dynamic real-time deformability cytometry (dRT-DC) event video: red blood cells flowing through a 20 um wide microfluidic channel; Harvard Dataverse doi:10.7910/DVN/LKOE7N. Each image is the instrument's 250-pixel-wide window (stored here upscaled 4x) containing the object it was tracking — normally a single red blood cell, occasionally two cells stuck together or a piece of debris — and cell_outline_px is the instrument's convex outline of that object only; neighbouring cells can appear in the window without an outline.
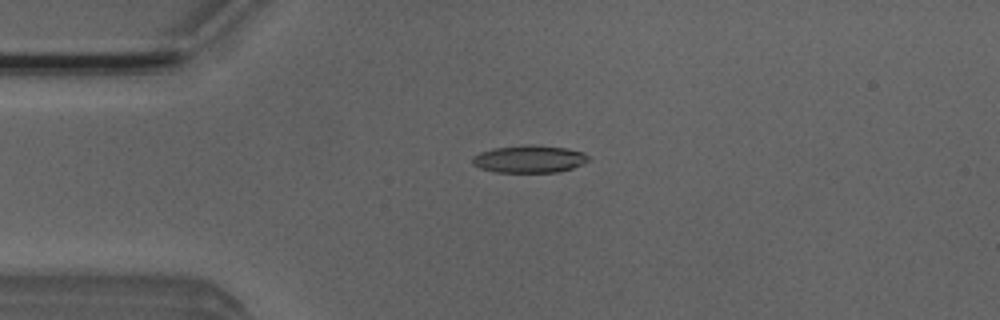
{"species": "Egyptian fruit bat (a non-hibernating species)", "species_latin": "Rousettus aegyptiacus", "temperature_condition": "room temperature", "stored_images_in_passage": 6, "camera_frame_rate_fps": 3000, "um_per_image_px": 0.085, "animal": {"sex": "male"}, "frame": {"image": 1, "passage_image": 2, "time_ms": 0.333, "image_size_px": [1000, 320], "cell_outline_px": [[588, 160], [584, 164], [572, 168], [556, 172], [496, 172], [480, 168], [472, 164], [472, 156], [480, 152], [492, 148], [524, 144], [528, 144], [568, 148], [584, 152], [588, 156]], "centroid_in_image_um": [44.97, 13.5], "position_along_channel_um": 40.0, "area_um2": 18.73}}
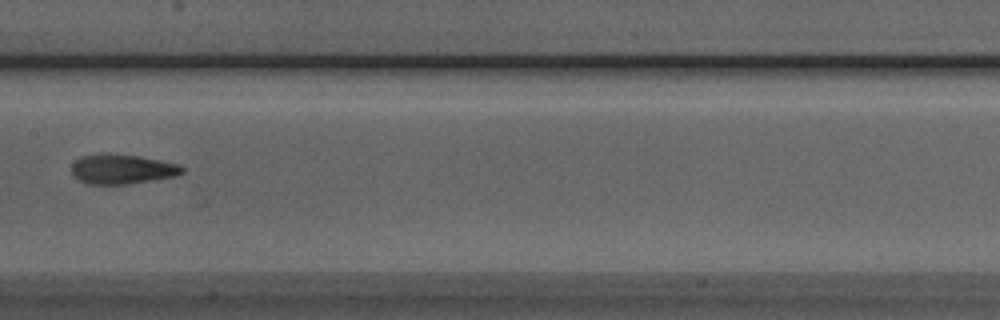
{"frame": {"image": 2, "passage_image": 6, "time_ms": 1.667, "image_size_px": [1000, 320], "cell_outline_px": [[184, 172], [176, 176], [128, 184], [88, 184], [72, 176], [72, 164], [80, 156], [104, 152], [108, 152], [140, 156], [180, 164], [184, 168]], "centroid_in_image_um": [10.37, 14.35], "position_along_channel_um": 197.0, "area_um2": 19.48}}